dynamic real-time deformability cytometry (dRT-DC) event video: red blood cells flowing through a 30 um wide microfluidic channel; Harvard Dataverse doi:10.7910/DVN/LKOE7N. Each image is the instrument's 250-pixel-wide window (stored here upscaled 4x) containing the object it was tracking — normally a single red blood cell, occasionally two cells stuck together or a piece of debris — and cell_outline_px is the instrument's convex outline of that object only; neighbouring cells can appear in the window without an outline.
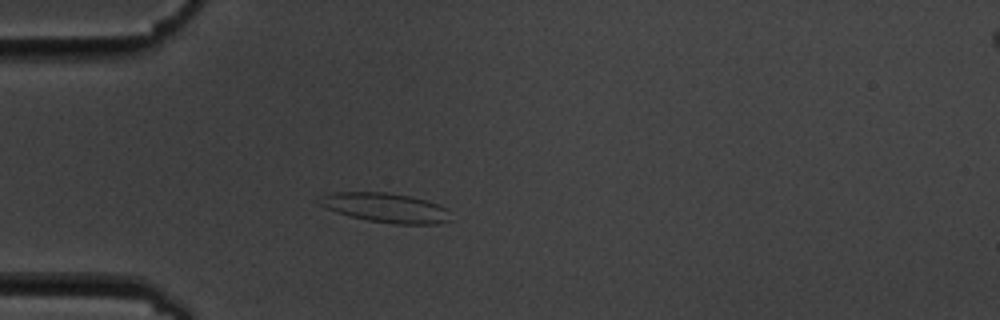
{"species": "common noctule bat (a hibernating species)", "species_latin": "Nyctalus noctula", "temperature_condition": "cold", "stored_images_in_passage": 3, "camera_frame_rate_fps": 3000, "um_per_image_px": 0.085, "animal": {"sex": "male", "body_mass_g": 19.5, "forearm_length_mm": 54.6}, "frame": {"image": 1, "passage_image": 2, "time_ms": 1.333, "image_size_px": [1000, 320], "cell_outline_px": [[452, 220], [436, 224], [396, 224], [368, 220], [348, 216], [336, 212], [320, 204], [316, 200], [320, 196], [336, 192], [388, 192], [412, 196], [448, 208]], "centroid_in_image_um": [32.8, 17.65], "position_along_channel_um": 52.2, "area_um2": 22.6}}